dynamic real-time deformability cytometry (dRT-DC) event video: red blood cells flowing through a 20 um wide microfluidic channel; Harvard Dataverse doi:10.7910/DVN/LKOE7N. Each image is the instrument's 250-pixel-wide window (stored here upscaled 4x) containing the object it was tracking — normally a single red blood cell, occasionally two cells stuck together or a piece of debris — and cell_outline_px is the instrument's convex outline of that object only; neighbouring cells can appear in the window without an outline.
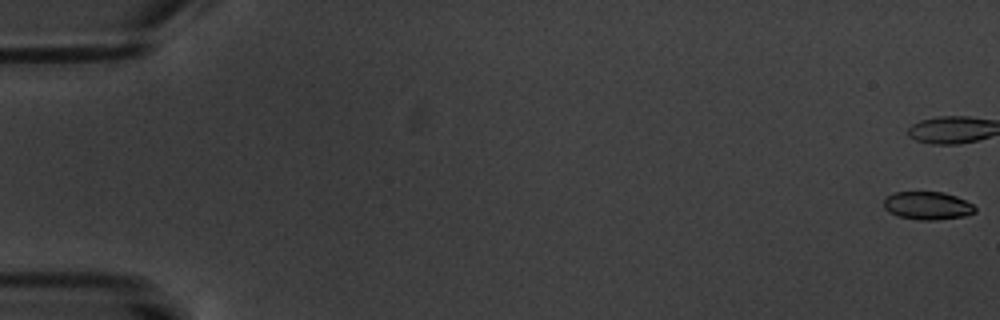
{"species": "common noctule bat (a hibernating species)", "species_latin": "Nyctalus noctula", "temperature_condition": "warm", "stored_images_in_passage": 17, "camera_frame_rate_fps": 3000, "um_per_image_px": 0.085, "animal": {"sex": "male", "body_mass_g": 20.1, "forearm_length_mm": 53.5}, "frame": {"image": 1, "passage_image": 1, "time_ms": 0.0, "image_size_px": [1000, 320], "cell_outline_px": [[976, 212], [964, 216], [936, 220], [920, 220], [900, 216], [888, 212], [884, 208], [884, 200], [892, 192], [944, 192], [956, 196], [972, 204], [976, 208]], "centroid_in_image_um": [78.84, 17.47], "position_along_channel_um": 6.2, "area_um2": 14.85}}
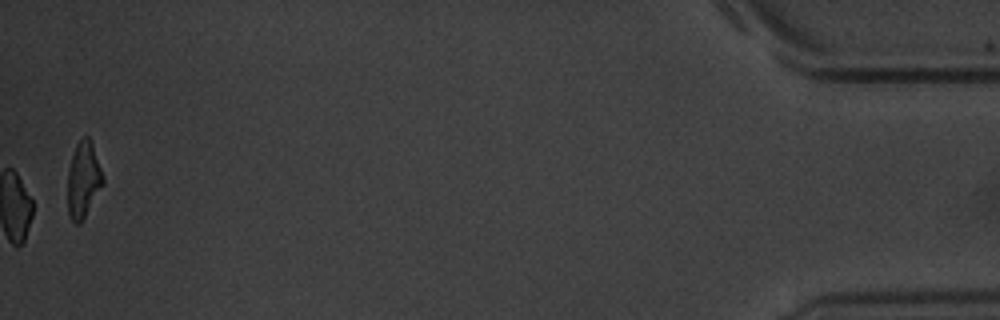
{"frame": {"image": 2, "passage_image": 17, "time_ms": 20.0, "image_size_px": [1000, 320], "cell_outline_px": [[104, 184], [80, 224], [76, 224], [68, 216], [68, 172], [72, 156], [76, 144], [84, 136], [88, 136], [92, 144], [104, 180]], "centroid_in_image_um": [7.08, 15.31], "position_along_channel_um": 428.1, "area_um2": 15.37}, "authors_computed_cell_mechanics": {"area_um2": 16.0684, "velocity_mm_per_s": 3.4381, "shape_relaxation_time_tau1_ms": null, "shape_relaxation_time_tau2_ms": 4.4726, "deformation_change_tau1": null, "deformation_change_tau2": 0.0741}}